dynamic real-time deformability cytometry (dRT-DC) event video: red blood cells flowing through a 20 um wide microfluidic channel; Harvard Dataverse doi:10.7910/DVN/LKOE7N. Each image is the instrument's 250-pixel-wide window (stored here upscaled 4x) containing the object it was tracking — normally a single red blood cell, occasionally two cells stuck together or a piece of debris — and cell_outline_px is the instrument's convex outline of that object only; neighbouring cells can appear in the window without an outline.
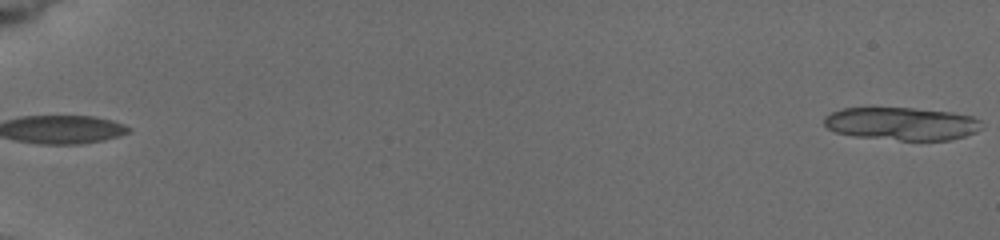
{"species": "common noctule bat (a hibernating species)", "species_latin": "Nyctalus noctula", "temperature_condition": "cold", "stored_images_in_passage": 4, "segment_of_instrument_passage": [2, 2], "camera_frame_rate_fps": 3000, "um_per_image_px": 0.085, "animal": {"sex": "female", "body_mass_g": 19.5, "forearm_length_mm": 54.1}, "frame": {"image": 1, "passage_image": 4, "time_ms": 3.0, "image_size_px": [1000, 240], "cell_outline_px": [[984, 128], [976, 132], [952, 140], [900, 140], [856, 136], [836, 132], [828, 128], [824, 124], [824, 116], [832, 112], [844, 108], [912, 108], [952, 112], [972, 116], [980, 120], [984, 124]], "centroid_in_image_um": [76.7, 10.51], "position_along_channel_um": 8.3, "area_um2": 30.29}}